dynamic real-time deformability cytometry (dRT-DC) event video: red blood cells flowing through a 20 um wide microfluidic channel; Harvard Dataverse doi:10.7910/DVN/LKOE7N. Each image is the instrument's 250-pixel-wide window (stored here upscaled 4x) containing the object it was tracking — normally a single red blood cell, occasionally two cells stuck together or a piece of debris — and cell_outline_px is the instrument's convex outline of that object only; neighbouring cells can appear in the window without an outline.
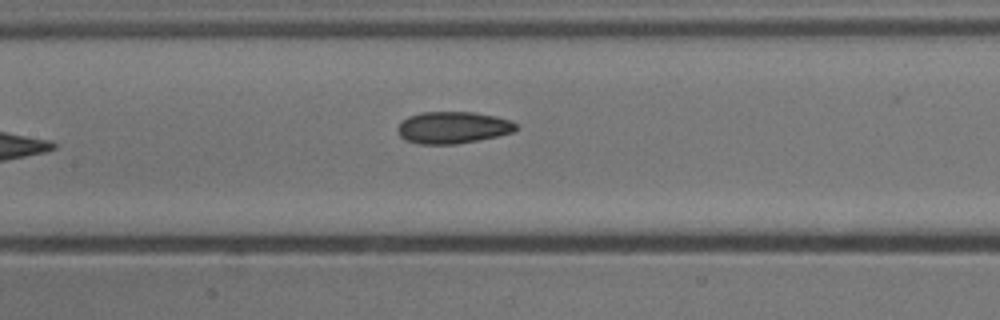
{"species": "common noctule bat (a hibernating species)", "species_latin": "Nyctalus noctula", "temperature_condition": "cold", "stored_images_in_passage": 6, "camera_frame_rate_fps": 3000, "um_per_image_px": 0.085, "animal": {"sex": "male", "body_mass_g": 13.3}, "frame": {"image": 1, "passage_image": 5, "time_ms": 1.333, "image_size_px": [1000, 320], "cell_outline_px": [[520, 128], [512, 132], [496, 136], [456, 144], [420, 144], [404, 140], [396, 132], [396, 128], [400, 120], [408, 116], [420, 112], [476, 112], [496, 116], [512, 120], [520, 124]], "centroid_in_image_um": [38.48, 10.83], "position_along_channel_um": 168.9, "area_um2": 22.43}}